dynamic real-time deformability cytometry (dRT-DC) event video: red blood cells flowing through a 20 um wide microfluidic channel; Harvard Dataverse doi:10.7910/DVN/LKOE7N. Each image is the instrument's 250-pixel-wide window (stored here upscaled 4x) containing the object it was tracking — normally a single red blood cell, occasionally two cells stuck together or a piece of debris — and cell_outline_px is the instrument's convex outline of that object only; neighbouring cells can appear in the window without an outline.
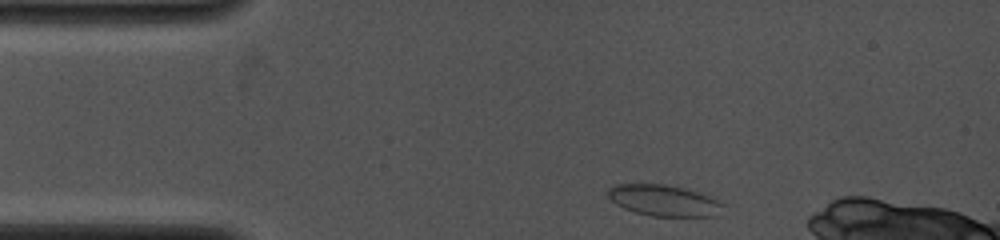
{"species": "common noctule bat (a hibernating species)", "species_latin": "Nyctalus noctula", "temperature_condition": "cold", "stored_images_in_passage": 3, "camera_frame_rate_fps": 4000, "um_per_image_px": 0.085, "animal": {"sex": "female", "body_mass_g": 19.0, "forearm_length_mm": 53.3}, "frame": {"image": 1, "passage_image": 1, "time_ms": 0.0, "image_size_px": [1000, 240], "cell_outline_px": [[724, 204], [716, 216], [652, 216], [636, 212], [624, 208], [616, 204], [608, 196], [608, 188], [612, 184], [664, 184], [684, 188], [700, 192], [712, 196]], "centroid_in_image_um": [56.43, 17.03], "position_along_channel_um": 28.6, "area_um2": 20.92}}